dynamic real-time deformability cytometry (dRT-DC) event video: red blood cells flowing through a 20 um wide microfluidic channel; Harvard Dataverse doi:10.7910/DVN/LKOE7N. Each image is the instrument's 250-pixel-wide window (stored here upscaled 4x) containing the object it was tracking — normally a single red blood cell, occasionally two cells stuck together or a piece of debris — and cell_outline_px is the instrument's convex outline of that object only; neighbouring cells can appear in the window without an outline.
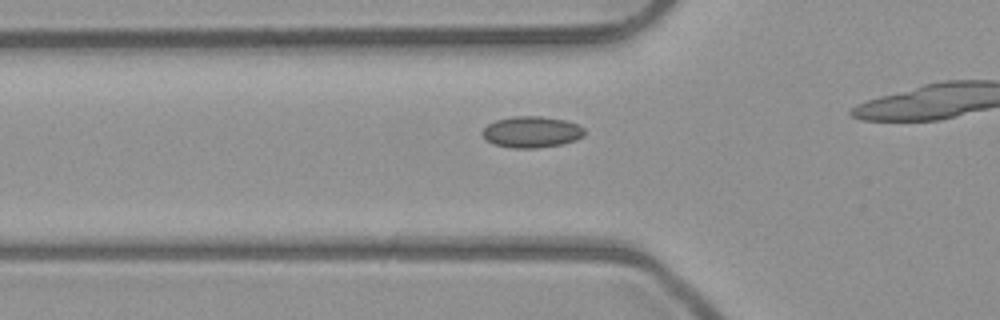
{"species": "common noctule bat (a hibernating species)", "species_latin": "Nyctalus noctula", "temperature_condition": "room temperature", "stored_images_in_passage": 9, "camera_frame_rate_fps": 3000, "um_per_image_px": 0.085, "animal": {"sex": "male", "body_mass_g": 23.1, "forearm_length_mm": 52.7}, "frame": {"image": 1, "passage_image": 4, "time_ms": 1.0, "image_size_px": [1000, 320], "cell_outline_px": [[584, 136], [576, 140], [560, 144], [536, 148], [512, 148], [492, 144], [484, 140], [480, 132], [488, 124], [496, 120], [512, 116], [540, 116], [564, 120], [576, 124], [584, 128]], "centroid_in_image_um": [45.13, 11.22], "position_along_channel_um": 80.7, "area_um2": 18.73}}
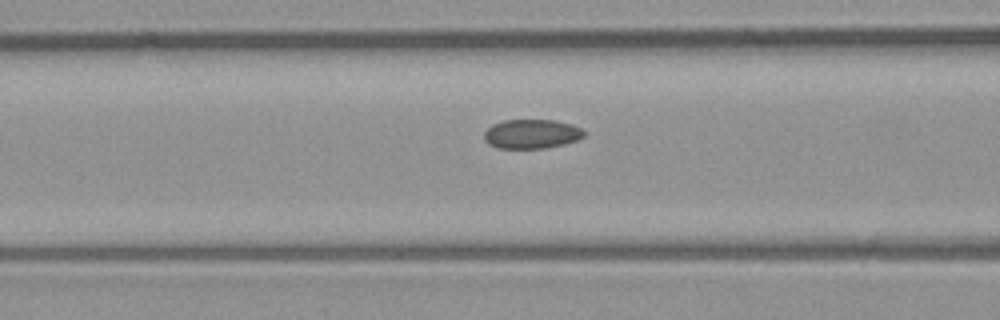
{"frame": {"image": 2, "passage_image": 7, "time_ms": 2.0, "image_size_px": [1000, 320], "cell_outline_px": [[584, 136], [576, 140], [564, 144], [544, 148], [496, 148], [488, 144], [484, 140], [484, 132], [492, 124], [504, 120], [556, 120], [580, 128], [584, 132]], "centroid_in_image_um": [45.13, 11.39], "position_along_channel_um": 121.5, "area_um2": 16.94}}